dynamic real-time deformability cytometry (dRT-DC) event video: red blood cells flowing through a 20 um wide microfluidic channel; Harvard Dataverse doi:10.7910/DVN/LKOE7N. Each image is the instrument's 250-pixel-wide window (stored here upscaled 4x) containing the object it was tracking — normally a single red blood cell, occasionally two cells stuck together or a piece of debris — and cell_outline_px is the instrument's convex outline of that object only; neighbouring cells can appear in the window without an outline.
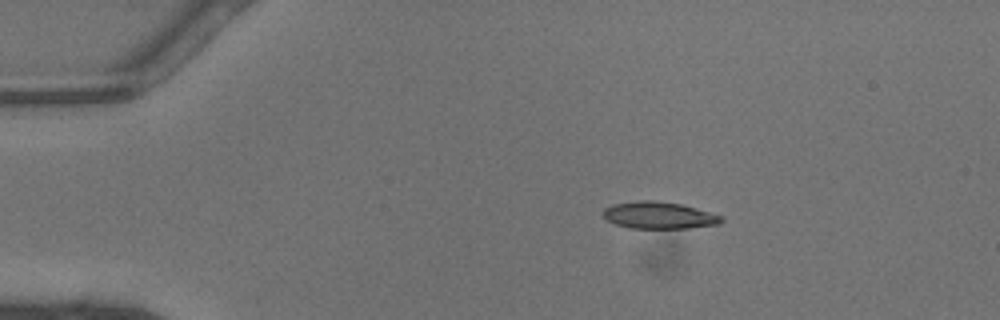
{"species": "common noctule bat (a hibernating species)", "species_latin": "Nyctalus noctula", "temperature_condition": "warm", "stored_images_in_passage": 39, "camera_frame_rate_fps": 3000, "um_per_image_px": 0.085, "animal": {"sex": "male", "body_mass_g": 13.3}, "frame": {"image": 1, "passage_image": 1, "time_ms": 0.0, "image_size_px": [1000, 320], "cell_outline_px": [[724, 220], [720, 224], [688, 228], [632, 228], [616, 224], [608, 220], [600, 212], [604, 208], [612, 204], [640, 200], [652, 200], [680, 204], [696, 208], [724, 216]], "centroid_in_image_um": [56.02, 18.3], "position_along_channel_um": 29.0, "area_um2": 18.61}}
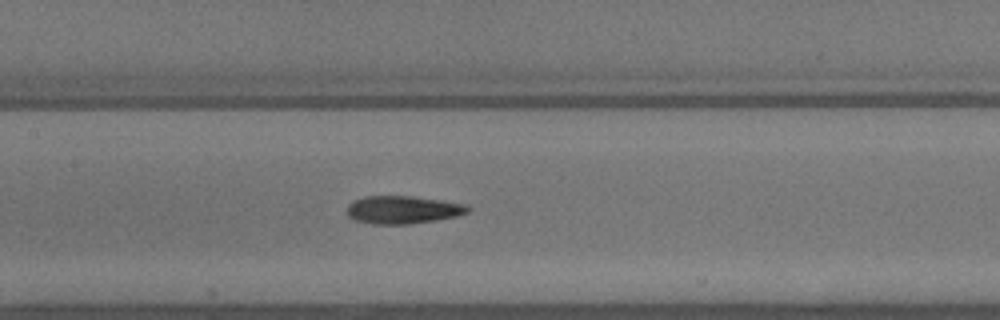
{"frame": {"image": 2, "passage_image": 15, "time_ms": 4.667, "image_size_px": [1000, 320], "cell_outline_px": [[472, 208], [468, 212], [456, 216], [436, 220], [408, 224], [372, 224], [352, 220], [344, 212], [348, 204], [352, 200], [364, 196], [412, 196], [468, 204]], "centroid_in_image_um": [34.19, 17.83], "position_along_channel_um": 173.2, "area_um2": 20.0}}
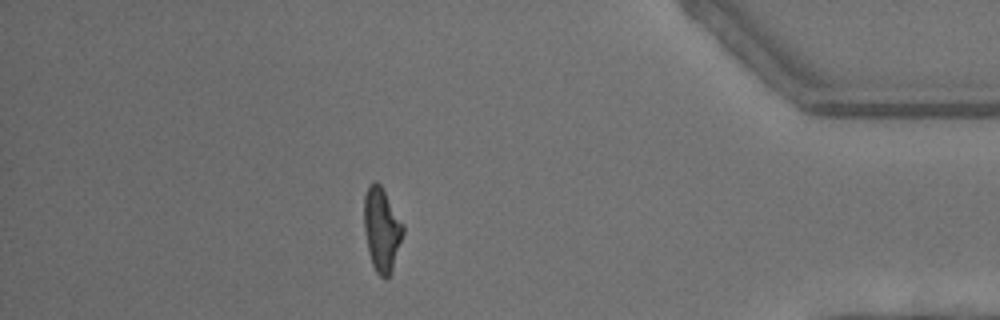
{"frame": {"image": 3, "passage_image": 33, "time_ms": 10.667, "image_size_px": [1000, 320], "cell_outline_px": [[404, 232], [392, 268], [388, 276], [384, 280], [376, 272], [372, 264], [368, 252], [364, 232], [364, 196], [368, 184], [372, 180], [376, 180], [380, 184], [404, 224]], "centroid_in_image_um": [32.43, 19.47], "position_along_channel_um": 402.8, "area_um2": 19.13}, "authors_computed_cell_mechanics": {"area_um2": 19.2474, "velocity_mm_per_s": 4.5038, "shape_relaxation_time_tau1_ms": 3.8985, "shape_relaxation_time_tau2_ms": 2.2579, "deformation_change_tau1": 0.1865, "deformation_change_tau2": 0.1083}}